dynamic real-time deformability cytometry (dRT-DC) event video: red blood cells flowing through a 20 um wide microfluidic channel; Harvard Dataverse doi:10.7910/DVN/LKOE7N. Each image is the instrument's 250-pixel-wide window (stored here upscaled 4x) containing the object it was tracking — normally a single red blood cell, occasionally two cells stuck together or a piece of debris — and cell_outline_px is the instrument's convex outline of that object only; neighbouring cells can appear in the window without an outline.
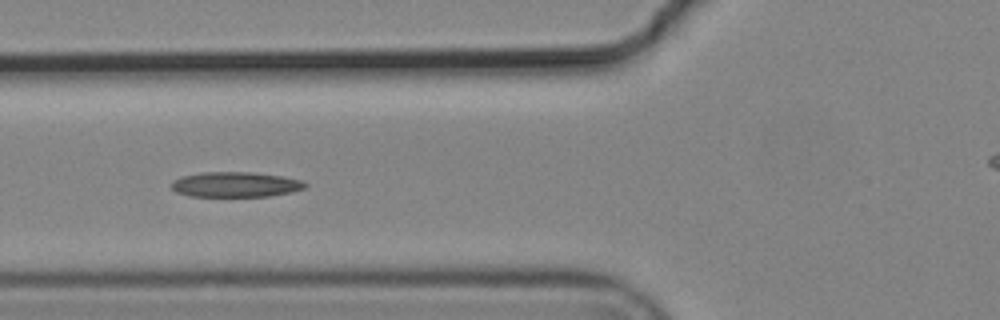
{"species": "common noctule bat (a hibernating species)", "species_latin": "Nyctalus noctula", "temperature_condition": "cold", "stored_images_in_passage": 7, "camera_frame_rate_fps": 3000, "um_per_image_px": 0.085, "animal": {"sex": "male", "body_mass_g": 19.2, "forearm_length_mm": 51.8}, "frame": {"image": 1, "passage_image": 5, "time_ms": 1.333, "image_size_px": [1000, 320], "cell_outline_px": [[308, 184], [304, 188], [292, 192], [268, 196], [188, 196], [176, 192], [168, 184], [172, 180], [180, 176], [200, 172], [256, 172], [304, 180]], "centroid_in_image_um": [19.98, 15.67], "position_along_channel_um": 105.8, "area_um2": 19.88}}
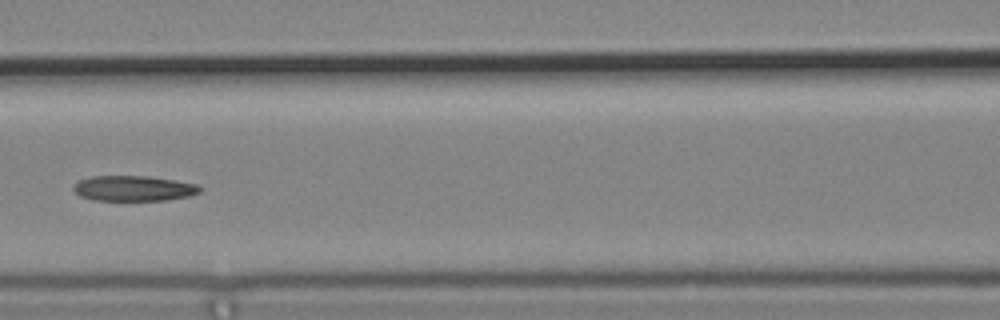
{"frame": {"image": 2, "passage_image": 6, "time_ms": 1.667, "image_size_px": [1000, 320], "cell_outline_px": [[200, 192], [188, 196], [164, 200], [96, 200], [80, 196], [72, 188], [80, 180], [92, 176], [144, 176], [172, 180], [196, 184], [200, 188]], "centroid_in_image_um": [11.33, 16.01], "position_along_channel_um": 155.3, "area_um2": 18.26}}
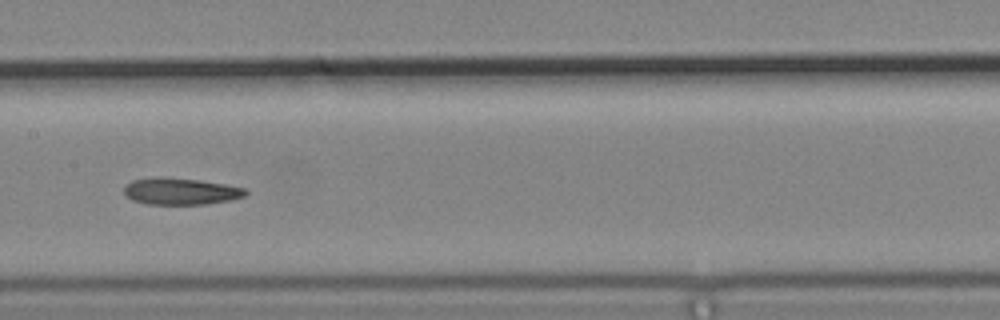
{"frame": {"image": 3, "passage_image": 7, "time_ms": 2.0, "image_size_px": [1000, 320], "cell_outline_px": [[248, 192], [244, 196], [228, 200], [204, 204], [148, 204], [132, 200], [124, 192], [124, 188], [132, 180], [200, 180], [224, 184], [244, 188]], "centroid_in_image_um": [15.41, 16.31], "position_along_channel_um": 192.0, "area_um2": 17.74}}